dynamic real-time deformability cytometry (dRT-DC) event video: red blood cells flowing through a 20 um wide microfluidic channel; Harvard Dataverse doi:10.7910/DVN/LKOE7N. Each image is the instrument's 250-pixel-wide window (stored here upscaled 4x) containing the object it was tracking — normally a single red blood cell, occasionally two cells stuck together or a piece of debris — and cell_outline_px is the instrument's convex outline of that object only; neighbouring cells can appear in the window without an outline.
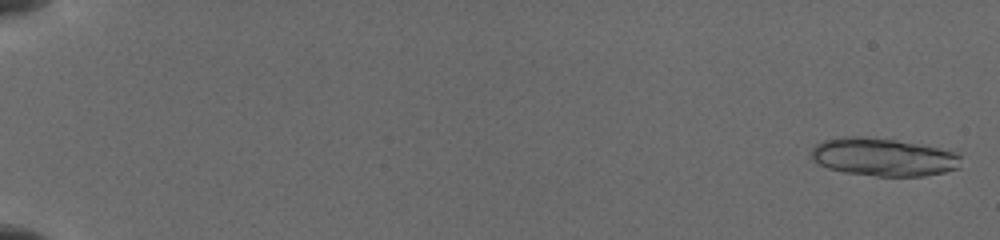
{"species": "common noctule bat (a hibernating species)", "species_latin": "Nyctalus noctula", "temperature_condition": "cold", "stored_images_in_passage": 37, "camera_frame_rate_fps": 3000, "um_per_image_px": 0.085, "animal": {"sex": "female", "body_mass_g": 19.5, "forearm_length_mm": 54.1}, "frame": {"image": 1, "passage_image": 3, "time_ms": 0.333, "image_size_px": [1000, 240], "cell_outline_px": [[960, 168], [944, 172], [924, 176], [876, 176], [844, 172], [828, 168], [812, 160], [812, 148], [816, 144], [824, 140], [840, 136], [864, 136], [896, 140], [924, 144], [952, 152], [960, 156]], "centroid_in_image_um": [75.07, 13.34], "position_along_channel_um": 9.9, "area_um2": 33.23}}
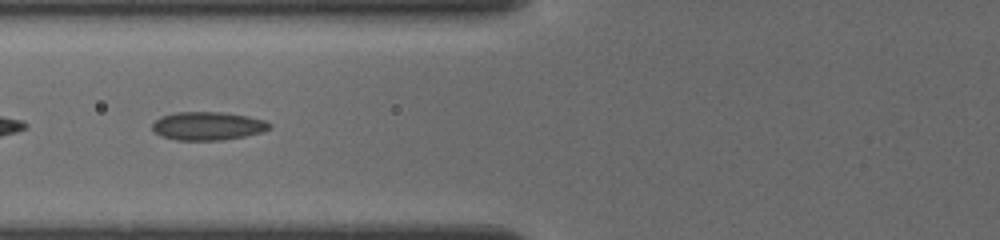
{"frame": {"image": 2, "passage_image": 36, "time_ms": 8.0, "image_size_px": [1000, 240], "cell_outline_px": [[272, 128], [260, 132], [244, 136], [224, 140], [176, 140], [160, 136], [152, 128], [152, 124], [160, 116], [176, 112], [224, 112], [248, 116], [264, 120], [272, 124]], "centroid_in_image_um": [17.66, 10.7], "position_along_channel_um": 108.1, "area_um2": 19.42}}